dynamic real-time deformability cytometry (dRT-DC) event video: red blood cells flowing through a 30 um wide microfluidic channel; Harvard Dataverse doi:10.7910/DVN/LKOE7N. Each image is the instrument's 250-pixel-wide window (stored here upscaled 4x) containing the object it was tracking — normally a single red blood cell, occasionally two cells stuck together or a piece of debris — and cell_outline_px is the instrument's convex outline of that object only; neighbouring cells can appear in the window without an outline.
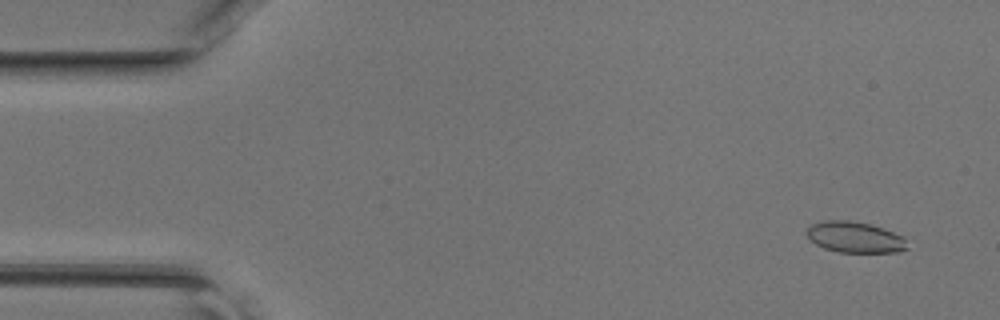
{"species": "common noctule bat (a hibernating species)", "species_latin": "Nyctalus noctula", "temperature_condition": "room temperature", "stored_images_in_passage": 46, "camera_frame_rate_fps": 3000, "um_per_image_px": 0.085, "animal": {"sex": "female", "body_mass_g": 17.0, "forearm_length_mm": 48.0}, "frame": {"image": 1, "passage_image": 3, "time_ms": 0.667, "image_size_px": [1000, 320], "cell_outline_px": [[908, 248], [900, 252], [840, 252], [824, 248], [808, 240], [804, 232], [808, 224], [820, 220], [848, 220], [872, 224], [904, 236]], "centroid_in_image_um": [72.6, 20.14], "position_along_channel_um": 12.4, "area_um2": 18.61}}
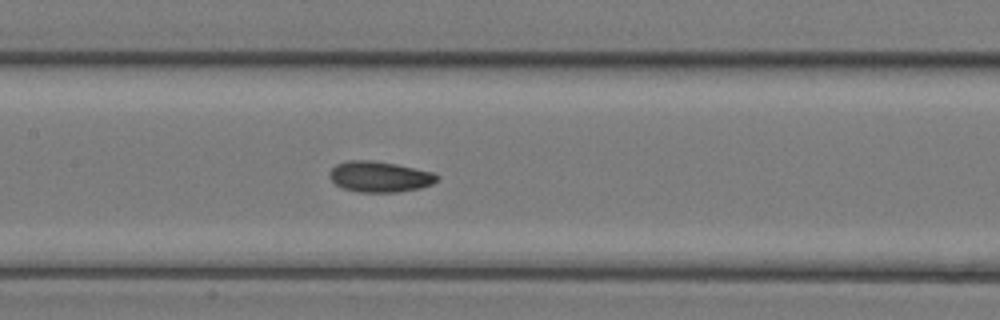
{"frame": {"image": 2, "passage_image": 22, "time_ms": 7.0, "image_size_px": [1000, 320], "cell_outline_px": [[440, 180], [432, 184], [420, 188], [400, 192], [360, 192], [344, 188], [336, 184], [328, 176], [328, 172], [336, 164], [348, 160], [372, 160], [396, 164], [432, 172], [440, 176]], "centroid_in_image_um": [32.28, 15.02], "position_along_channel_um": 175.1, "area_um2": 19.36}}
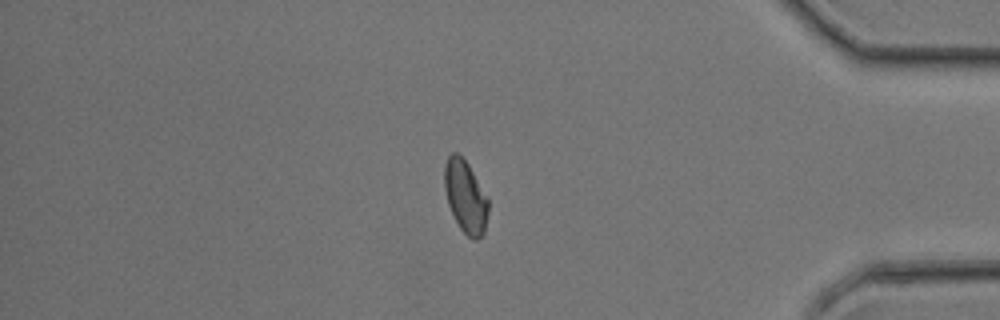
{"frame": {"image": 3, "passage_image": 39, "time_ms": 12.667, "image_size_px": [1000, 320], "cell_outline_px": [[488, 212], [484, 232], [476, 240], [472, 240], [460, 228], [448, 204], [444, 188], [444, 164], [448, 156], [452, 152], [456, 152], [468, 164], [488, 196]], "centroid_in_image_um": [39.56, 16.69], "position_along_channel_um": 395.6, "area_um2": 18.5}}